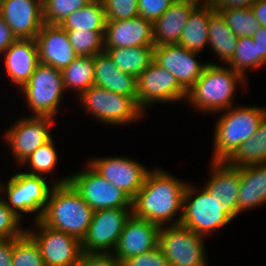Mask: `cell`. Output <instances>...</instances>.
Returning a JSON list of instances; mask_svg holds the SVG:
<instances>
[{"mask_svg":"<svg viewBox=\"0 0 266 266\" xmlns=\"http://www.w3.org/2000/svg\"><path fill=\"white\" fill-rule=\"evenodd\" d=\"M186 186V182L163 169L149 170L143 186L132 200V214L159 227L167 226L170 222L171 225L180 224ZM176 215L179 217L172 222Z\"/></svg>","mask_w":266,"mask_h":266,"instance_id":"obj_1","label":"cell"},{"mask_svg":"<svg viewBox=\"0 0 266 266\" xmlns=\"http://www.w3.org/2000/svg\"><path fill=\"white\" fill-rule=\"evenodd\" d=\"M239 83L246 87L247 81L240 73L229 66L208 62L201 77L187 91L185 100L201 111L221 113L234 106L232 102Z\"/></svg>","mask_w":266,"mask_h":266,"instance_id":"obj_2","label":"cell"},{"mask_svg":"<svg viewBox=\"0 0 266 266\" xmlns=\"http://www.w3.org/2000/svg\"><path fill=\"white\" fill-rule=\"evenodd\" d=\"M94 211L70 182L54 184L40 220L80 241L87 233Z\"/></svg>","mask_w":266,"mask_h":266,"instance_id":"obj_3","label":"cell"},{"mask_svg":"<svg viewBox=\"0 0 266 266\" xmlns=\"http://www.w3.org/2000/svg\"><path fill=\"white\" fill-rule=\"evenodd\" d=\"M232 106L224 110L214 127L212 161H226L236 149L252 137L266 116V108Z\"/></svg>","mask_w":266,"mask_h":266,"instance_id":"obj_4","label":"cell"},{"mask_svg":"<svg viewBox=\"0 0 266 266\" xmlns=\"http://www.w3.org/2000/svg\"><path fill=\"white\" fill-rule=\"evenodd\" d=\"M59 180V181H58ZM53 181L49 187L46 178L19 172L11 176L4 185L0 182V195L6 193L4 199L7 206L21 219L22 214L35 213L33 222L40 219L46 207L54 184L69 182L70 176Z\"/></svg>","mask_w":266,"mask_h":266,"instance_id":"obj_5","label":"cell"},{"mask_svg":"<svg viewBox=\"0 0 266 266\" xmlns=\"http://www.w3.org/2000/svg\"><path fill=\"white\" fill-rule=\"evenodd\" d=\"M231 220L232 218L222 210L221 202L215 196H211L204 187L198 191L190 183L187 184L180 220L182 226L206 237L230 223Z\"/></svg>","mask_w":266,"mask_h":266,"instance_id":"obj_6","label":"cell"},{"mask_svg":"<svg viewBox=\"0 0 266 266\" xmlns=\"http://www.w3.org/2000/svg\"><path fill=\"white\" fill-rule=\"evenodd\" d=\"M20 89L32 114L56 117L65 93L61 70L39 62L30 80Z\"/></svg>","mask_w":266,"mask_h":266,"instance_id":"obj_7","label":"cell"},{"mask_svg":"<svg viewBox=\"0 0 266 266\" xmlns=\"http://www.w3.org/2000/svg\"><path fill=\"white\" fill-rule=\"evenodd\" d=\"M78 99L84 107L83 110H88V113L105 125L134 123L140 120L144 113L131 97L116 94L96 85L84 91Z\"/></svg>","mask_w":266,"mask_h":266,"instance_id":"obj_8","label":"cell"},{"mask_svg":"<svg viewBox=\"0 0 266 266\" xmlns=\"http://www.w3.org/2000/svg\"><path fill=\"white\" fill-rule=\"evenodd\" d=\"M204 236L181 224L160 227L158 246L170 266H207Z\"/></svg>","mask_w":266,"mask_h":266,"instance_id":"obj_9","label":"cell"},{"mask_svg":"<svg viewBox=\"0 0 266 266\" xmlns=\"http://www.w3.org/2000/svg\"><path fill=\"white\" fill-rule=\"evenodd\" d=\"M69 182L93 211L132 208V199L97 173L89 164L82 171L70 175Z\"/></svg>","mask_w":266,"mask_h":266,"instance_id":"obj_10","label":"cell"},{"mask_svg":"<svg viewBox=\"0 0 266 266\" xmlns=\"http://www.w3.org/2000/svg\"><path fill=\"white\" fill-rule=\"evenodd\" d=\"M131 215L132 208L94 211L87 233L81 240L82 252L112 254Z\"/></svg>","mask_w":266,"mask_h":266,"instance_id":"obj_11","label":"cell"},{"mask_svg":"<svg viewBox=\"0 0 266 266\" xmlns=\"http://www.w3.org/2000/svg\"><path fill=\"white\" fill-rule=\"evenodd\" d=\"M33 224L35 228L26 232L38 244L45 266L78 265L83 253L79 239L46 226L40 219Z\"/></svg>","mask_w":266,"mask_h":266,"instance_id":"obj_12","label":"cell"},{"mask_svg":"<svg viewBox=\"0 0 266 266\" xmlns=\"http://www.w3.org/2000/svg\"><path fill=\"white\" fill-rule=\"evenodd\" d=\"M186 95L176 77L154 61L137 78V106L143 112L151 104L182 101Z\"/></svg>","mask_w":266,"mask_h":266,"instance_id":"obj_13","label":"cell"},{"mask_svg":"<svg viewBox=\"0 0 266 266\" xmlns=\"http://www.w3.org/2000/svg\"><path fill=\"white\" fill-rule=\"evenodd\" d=\"M53 120L50 116H27L6 131L4 138L17 164L22 165L38 147L53 138L50 130Z\"/></svg>","mask_w":266,"mask_h":266,"instance_id":"obj_14","label":"cell"},{"mask_svg":"<svg viewBox=\"0 0 266 266\" xmlns=\"http://www.w3.org/2000/svg\"><path fill=\"white\" fill-rule=\"evenodd\" d=\"M88 164L111 184L124 191L132 200L143 186L149 170L128 157H100Z\"/></svg>","mask_w":266,"mask_h":266,"instance_id":"obj_15","label":"cell"},{"mask_svg":"<svg viewBox=\"0 0 266 266\" xmlns=\"http://www.w3.org/2000/svg\"><path fill=\"white\" fill-rule=\"evenodd\" d=\"M199 53L189 51L179 44L154 47V62L176 77L179 84L188 91L201 77L208 63H199Z\"/></svg>","mask_w":266,"mask_h":266,"instance_id":"obj_16","label":"cell"},{"mask_svg":"<svg viewBox=\"0 0 266 266\" xmlns=\"http://www.w3.org/2000/svg\"><path fill=\"white\" fill-rule=\"evenodd\" d=\"M0 16L17 39H36L43 26V0H4Z\"/></svg>","mask_w":266,"mask_h":266,"instance_id":"obj_17","label":"cell"},{"mask_svg":"<svg viewBox=\"0 0 266 266\" xmlns=\"http://www.w3.org/2000/svg\"><path fill=\"white\" fill-rule=\"evenodd\" d=\"M160 227L150 221L135 217L127 220L112 255L119 261L149 252L158 246Z\"/></svg>","mask_w":266,"mask_h":266,"instance_id":"obj_18","label":"cell"},{"mask_svg":"<svg viewBox=\"0 0 266 266\" xmlns=\"http://www.w3.org/2000/svg\"><path fill=\"white\" fill-rule=\"evenodd\" d=\"M210 179L203 186L211 196L221 202V208L232 219L238 214V196L241 167H233L226 161H212Z\"/></svg>","mask_w":266,"mask_h":266,"instance_id":"obj_19","label":"cell"},{"mask_svg":"<svg viewBox=\"0 0 266 266\" xmlns=\"http://www.w3.org/2000/svg\"><path fill=\"white\" fill-rule=\"evenodd\" d=\"M39 62L62 70L79 55L69 42L65 29L60 25L43 24L36 36Z\"/></svg>","mask_w":266,"mask_h":266,"instance_id":"obj_20","label":"cell"},{"mask_svg":"<svg viewBox=\"0 0 266 266\" xmlns=\"http://www.w3.org/2000/svg\"><path fill=\"white\" fill-rule=\"evenodd\" d=\"M154 46L152 22L143 17L106 21L104 48Z\"/></svg>","mask_w":266,"mask_h":266,"instance_id":"obj_21","label":"cell"},{"mask_svg":"<svg viewBox=\"0 0 266 266\" xmlns=\"http://www.w3.org/2000/svg\"><path fill=\"white\" fill-rule=\"evenodd\" d=\"M6 74L20 89L29 80L39 63L35 39H16L3 53Z\"/></svg>","mask_w":266,"mask_h":266,"instance_id":"obj_22","label":"cell"},{"mask_svg":"<svg viewBox=\"0 0 266 266\" xmlns=\"http://www.w3.org/2000/svg\"><path fill=\"white\" fill-rule=\"evenodd\" d=\"M94 85L131 97L137 103V78L122 72L106 52L94 56Z\"/></svg>","mask_w":266,"mask_h":266,"instance_id":"obj_23","label":"cell"},{"mask_svg":"<svg viewBox=\"0 0 266 266\" xmlns=\"http://www.w3.org/2000/svg\"><path fill=\"white\" fill-rule=\"evenodd\" d=\"M196 8L197 6L191 3L174 1L152 23L154 46L178 44L183 28Z\"/></svg>","mask_w":266,"mask_h":266,"instance_id":"obj_24","label":"cell"},{"mask_svg":"<svg viewBox=\"0 0 266 266\" xmlns=\"http://www.w3.org/2000/svg\"><path fill=\"white\" fill-rule=\"evenodd\" d=\"M266 203V163L241 167L238 214Z\"/></svg>","mask_w":266,"mask_h":266,"instance_id":"obj_25","label":"cell"},{"mask_svg":"<svg viewBox=\"0 0 266 266\" xmlns=\"http://www.w3.org/2000/svg\"><path fill=\"white\" fill-rule=\"evenodd\" d=\"M154 47L105 48V52L122 72L138 78L154 61Z\"/></svg>","mask_w":266,"mask_h":266,"instance_id":"obj_26","label":"cell"},{"mask_svg":"<svg viewBox=\"0 0 266 266\" xmlns=\"http://www.w3.org/2000/svg\"><path fill=\"white\" fill-rule=\"evenodd\" d=\"M209 46L222 62L227 63L233 56L238 37L228 27L223 15L210 5L208 25Z\"/></svg>","mask_w":266,"mask_h":266,"instance_id":"obj_27","label":"cell"},{"mask_svg":"<svg viewBox=\"0 0 266 266\" xmlns=\"http://www.w3.org/2000/svg\"><path fill=\"white\" fill-rule=\"evenodd\" d=\"M209 20L210 4L197 7L189 16L178 44L192 52L199 53L202 51L209 42Z\"/></svg>","mask_w":266,"mask_h":266,"instance_id":"obj_28","label":"cell"},{"mask_svg":"<svg viewBox=\"0 0 266 266\" xmlns=\"http://www.w3.org/2000/svg\"><path fill=\"white\" fill-rule=\"evenodd\" d=\"M226 162L233 167L266 163V116L254 135L244 141Z\"/></svg>","mask_w":266,"mask_h":266,"instance_id":"obj_29","label":"cell"},{"mask_svg":"<svg viewBox=\"0 0 266 266\" xmlns=\"http://www.w3.org/2000/svg\"><path fill=\"white\" fill-rule=\"evenodd\" d=\"M106 14L101 0H91L72 12L59 25L65 30L105 31Z\"/></svg>","mask_w":266,"mask_h":266,"instance_id":"obj_30","label":"cell"},{"mask_svg":"<svg viewBox=\"0 0 266 266\" xmlns=\"http://www.w3.org/2000/svg\"><path fill=\"white\" fill-rule=\"evenodd\" d=\"M61 74L65 91L74 90L79 97L94 85V56H78Z\"/></svg>","mask_w":266,"mask_h":266,"instance_id":"obj_31","label":"cell"},{"mask_svg":"<svg viewBox=\"0 0 266 266\" xmlns=\"http://www.w3.org/2000/svg\"><path fill=\"white\" fill-rule=\"evenodd\" d=\"M227 65L246 79L247 69H259L266 62L258 55V48L252 37L244 36L238 37L234 54Z\"/></svg>","mask_w":266,"mask_h":266,"instance_id":"obj_32","label":"cell"},{"mask_svg":"<svg viewBox=\"0 0 266 266\" xmlns=\"http://www.w3.org/2000/svg\"><path fill=\"white\" fill-rule=\"evenodd\" d=\"M69 42L79 56H96L105 52V31L66 30Z\"/></svg>","mask_w":266,"mask_h":266,"instance_id":"obj_33","label":"cell"},{"mask_svg":"<svg viewBox=\"0 0 266 266\" xmlns=\"http://www.w3.org/2000/svg\"><path fill=\"white\" fill-rule=\"evenodd\" d=\"M53 142L51 138L48 142L38 147L30 157L22 163V166L27 164L30 168L28 170L29 172L25 173L46 177L48 173H52V170L54 171L58 162V155Z\"/></svg>","mask_w":266,"mask_h":266,"instance_id":"obj_34","label":"cell"},{"mask_svg":"<svg viewBox=\"0 0 266 266\" xmlns=\"http://www.w3.org/2000/svg\"><path fill=\"white\" fill-rule=\"evenodd\" d=\"M12 264L13 266H45L38 244L27 232L21 237L14 238Z\"/></svg>","mask_w":266,"mask_h":266,"instance_id":"obj_35","label":"cell"},{"mask_svg":"<svg viewBox=\"0 0 266 266\" xmlns=\"http://www.w3.org/2000/svg\"><path fill=\"white\" fill-rule=\"evenodd\" d=\"M218 12L223 15L228 27L237 37H252L260 26L251 8L227 9Z\"/></svg>","mask_w":266,"mask_h":266,"instance_id":"obj_36","label":"cell"},{"mask_svg":"<svg viewBox=\"0 0 266 266\" xmlns=\"http://www.w3.org/2000/svg\"><path fill=\"white\" fill-rule=\"evenodd\" d=\"M91 0H43L45 24L59 25L72 12L82 8Z\"/></svg>","mask_w":266,"mask_h":266,"instance_id":"obj_37","label":"cell"},{"mask_svg":"<svg viewBox=\"0 0 266 266\" xmlns=\"http://www.w3.org/2000/svg\"><path fill=\"white\" fill-rule=\"evenodd\" d=\"M107 21L133 19L139 16L138 0H101Z\"/></svg>","mask_w":266,"mask_h":266,"instance_id":"obj_38","label":"cell"},{"mask_svg":"<svg viewBox=\"0 0 266 266\" xmlns=\"http://www.w3.org/2000/svg\"><path fill=\"white\" fill-rule=\"evenodd\" d=\"M1 197V195H0ZM21 219L0 198V239L21 237L27 229L21 227Z\"/></svg>","mask_w":266,"mask_h":266,"instance_id":"obj_39","label":"cell"},{"mask_svg":"<svg viewBox=\"0 0 266 266\" xmlns=\"http://www.w3.org/2000/svg\"><path fill=\"white\" fill-rule=\"evenodd\" d=\"M122 266H170L159 246L138 256L123 260Z\"/></svg>","mask_w":266,"mask_h":266,"instance_id":"obj_40","label":"cell"},{"mask_svg":"<svg viewBox=\"0 0 266 266\" xmlns=\"http://www.w3.org/2000/svg\"><path fill=\"white\" fill-rule=\"evenodd\" d=\"M139 16L152 23L159 18L174 0H138Z\"/></svg>","mask_w":266,"mask_h":266,"instance_id":"obj_41","label":"cell"},{"mask_svg":"<svg viewBox=\"0 0 266 266\" xmlns=\"http://www.w3.org/2000/svg\"><path fill=\"white\" fill-rule=\"evenodd\" d=\"M77 266H122L111 253H82Z\"/></svg>","mask_w":266,"mask_h":266,"instance_id":"obj_42","label":"cell"},{"mask_svg":"<svg viewBox=\"0 0 266 266\" xmlns=\"http://www.w3.org/2000/svg\"><path fill=\"white\" fill-rule=\"evenodd\" d=\"M256 0H210L209 4L215 11L227 9L251 8Z\"/></svg>","mask_w":266,"mask_h":266,"instance_id":"obj_43","label":"cell"},{"mask_svg":"<svg viewBox=\"0 0 266 266\" xmlns=\"http://www.w3.org/2000/svg\"><path fill=\"white\" fill-rule=\"evenodd\" d=\"M14 238L0 239V266H13Z\"/></svg>","mask_w":266,"mask_h":266,"instance_id":"obj_44","label":"cell"},{"mask_svg":"<svg viewBox=\"0 0 266 266\" xmlns=\"http://www.w3.org/2000/svg\"><path fill=\"white\" fill-rule=\"evenodd\" d=\"M17 38L13 35L11 28L0 16V54L4 53Z\"/></svg>","mask_w":266,"mask_h":266,"instance_id":"obj_45","label":"cell"},{"mask_svg":"<svg viewBox=\"0 0 266 266\" xmlns=\"http://www.w3.org/2000/svg\"><path fill=\"white\" fill-rule=\"evenodd\" d=\"M252 39L257 45L258 55L266 62V27L259 26Z\"/></svg>","mask_w":266,"mask_h":266,"instance_id":"obj_46","label":"cell"},{"mask_svg":"<svg viewBox=\"0 0 266 266\" xmlns=\"http://www.w3.org/2000/svg\"><path fill=\"white\" fill-rule=\"evenodd\" d=\"M251 9L259 25L266 27V0H256Z\"/></svg>","mask_w":266,"mask_h":266,"instance_id":"obj_47","label":"cell"},{"mask_svg":"<svg viewBox=\"0 0 266 266\" xmlns=\"http://www.w3.org/2000/svg\"><path fill=\"white\" fill-rule=\"evenodd\" d=\"M178 2L191 3L197 7L209 5L210 0H174Z\"/></svg>","mask_w":266,"mask_h":266,"instance_id":"obj_48","label":"cell"},{"mask_svg":"<svg viewBox=\"0 0 266 266\" xmlns=\"http://www.w3.org/2000/svg\"><path fill=\"white\" fill-rule=\"evenodd\" d=\"M3 1H4V0H0V7H1V5H2Z\"/></svg>","mask_w":266,"mask_h":266,"instance_id":"obj_49","label":"cell"}]
</instances>
